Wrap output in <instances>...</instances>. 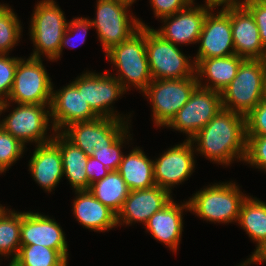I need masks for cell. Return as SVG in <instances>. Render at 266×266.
<instances>
[{"label": "cell", "instance_id": "cell-44", "mask_svg": "<svg viewBox=\"0 0 266 266\" xmlns=\"http://www.w3.org/2000/svg\"><path fill=\"white\" fill-rule=\"evenodd\" d=\"M264 98L266 99V80H265V96Z\"/></svg>", "mask_w": 266, "mask_h": 266}, {"label": "cell", "instance_id": "cell-32", "mask_svg": "<svg viewBox=\"0 0 266 266\" xmlns=\"http://www.w3.org/2000/svg\"><path fill=\"white\" fill-rule=\"evenodd\" d=\"M25 145L0 126V172H5L23 154Z\"/></svg>", "mask_w": 266, "mask_h": 266}, {"label": "cell", "instance_id": "cell-35", "mask_svg": "<svg viewBox=\"0 0 266 266\" xmlns=\"http://www.w3.org/2000/svg\"><path fill=\"white\" fill-rule=\"evenodd\" d=\"M244 162L266 171V136L247 135V152Z\"/></svg>", "mask_w": 266, "mask_h": 266}, {"label": "cell", "instance_id": "cell-8", "mask_svg": "<svg viewBox=\"0 0 266 266\" xmlns=\"http://www.w3.org/2000/svg\"><path fill=\"white\" fill-rule=\"evenodd\" d=\"M197 86L196 75L184 79L153 80L143 93L152 103L155 125L165 127L188 102Z\"/></svg>", "mask_w": 266, "mask_h": 266}, {"label": "cell", "instance_id": "cell-40", "mask_svg": "<svg viewBox=\"0 0 266 266\" xmlns=\"http://www.w3.org/2000/svg\"><path fill=\"white\" fill-rule=\"evenodd\" d=\"M110 170L104 164L98 161L93 156H89L86 164V174L88 183L91 185L96 181L102 180L108 175Z\"/></svg>", "mask_w": 266, "mask_h": 266}, {"label": "cell", "instance_id": "cell-3", "mask_svg": "<svg viewBox=\"0 0 266 266\" xmlns=\"http://www.w3.org/2000/svg\"><path fill=\"white\" fill-rule=\"evenodd\" d=\"M107 59L120 72L114 76L128 90L131 86L144 92L153 81L145 48V27H140L127 40L105 52ZM129 86V87H128Z\"/></svg>", "mask_w": 266, "mask_h": 266}, {"label": "cell", "instance_id": "cell-1", "mask_svg": "<svg viewBox=\"0 0 266 266\" xmlns=\"http://www.w3.org/2000/svg\"><path fill=\"white\" fill-rule=\"evenodd\" d=\"M190 140L198 144L197 152L214 163L227 166L236 158L244 161L247 152L246 117L222 108Z\"/></svg>", "mask_w": 266, "mask_h": 266}, {"label": "cell", "instance_id": "cell-36", "mask_svg": "<svg viewBox=\"0 0 266 266\" xmlns=\"http://www.w3.org/2000/svg\"><path fill=\"white\" fill-rule=\"evenodd\" d=\"M247 135L266 136V99L261 102L246 116Z\"/></svg>", "mask_w": 266, "mask_h": 266}, {"label": "cell", "instance_id": "cell-21", "mask_svg": "<svg viewBox=\"0 0 266 266\" xmlns=\"http://www.w3.org/2000/svg\"><path fill=\"white\" fill-rule=\"evenodd\" d=\"M189 210L188 202L176 204L173 199L155 212L144 225L156 240L176 252L183 231V210Z\"/></svg>", "mask_w": 266, "mask_h": 266}, {"label": "cell", "instance_id": "cell-27", "mask_svg": "<svg viewBox=\"0 0 266 266\" xmlns=\"http://www.w3.org/2000/svg\"><path fill=\"white\" fill-rule=\"evenodd\" d=\"M238 223L257 242L255 253L266 242V203L248 196L241 206Z\"/></svg>", "mask_w": 266, "mask_h": 266}, {"label": "cell", "instance_id": "cell-25", "mask_svg": "<svg viewBox=\"0 0 266 266\" xmlns=\"http://www.w3.org/2000/svg\"><path fill=\"white\" fill-rule=\"evenodd\" d=\"M52 141L60 148L63 164V174L67 177L75 191L89 190L86 164L88 156L61 132H55Z\"/></svg>", "mask_w": 266, "mask_h": 266}, {"label": "cell", "instance_id": "cell-11", "mask_svg": "<svg viewBox=\"0 0 266 266\" xmlns=\"http://www.w3.org/2000/svg\"><path fill=\"white\" fill-rule=\"evenodd\" d=\"M17 106L0 122V126L24 145L28 142L40 145L52 141L53 137L45 136L50 126L48 125L50 104H18Z\"/></svg>", "mask_w": 266, "mask_h": 266}, {"label": "cell", "instance_id": "cell-41", "mask_svg": "<svg viewBox=\"0 0 266 266\" xmlns=\"http://www.w3.org/2000/svg\"><path fill=\"white\" fill-rule=\"evenodd\" d=\"M253 255L250 256L245 262L240 264V266H247L251 263H265L266 262V242L255 252L252 253Z\"/></svg>", "mask_w": 266, "mask_h": 266}, {"label": "cell", "instance_id": "cell-34", "mask_svg": "<svg viewBox=\"0 0 266 266\" xmlns=\"http://www.w3.org/2000/svg\"><path fill=\"white\" fill-rule=\"evenodd\" d=\"M21 58L0 54V103L7 102L13 86L15 70Z\"/></svg>", "mask_w": 266, "mask_h": 266}, {"label": "cell", "instance_id": "cell-42", "mask_svg": "<svg viewBox=\"0 0 266 266\" xmlns=\"http://www.w3.org/2000/svg\"><path fill=\"white\" fill-rule=\"evenodd\" d=\"M206 4H210L214 7H218L224 4L225 5H239L242 4V2H240V0H206L205 1Z\"/></svg>", "mask_w": 266, "mask_h": 266}, {"label": "cell", "instance_id": "cell-23", "mask_svg": "<svg viewBox=\"0 0 266 266\" xmlns=\"http://www.w3.org/2000/svg\"><path fill=\"white\" fill-rule=\"evenodd\" d=\"M75 192L77 196L72 211L83 227L102 232L118 225L117 214L97 200L89 190Z\"/></svg>", "mask_w": 266, "mask_h": 266}, {"label": "cell", "instance_id": "cell-33", "mask_svg": "<svg viewBox=\"0 0 266 266\" xmlns=\"http://www.w3.org/2000/svg\"><path fill=\"white\" fill-rule=\"evenodd\" d=\"M129 128L111 145L94 147L93 157L100 161L110 171H116L123 158V152L121 150L122 144L125 142V138L128 139L131 134H127Z\"/></svg>", "mask_w": 266, "mask_h": 266}, {"label": "cell", "instance_id": "cell-14", "mask_svg": "<svg viewBox=\"0 0 266 266\" xmlns=\"http://www.w3.org/2000/svg\"><path fill=\"white\" fill-rule=\"evenodd\" d=\"M194 148V143L186 139L153 160L155 184L171 193L172 186L188 180L195 168Z\"/></svg>", "mask_w": 266, "mask_h": 266}, {"label": "cell", "instance_id": "cell-26", "mask_svg": "<svg viewBox=\"0 0 266 266\" xmlns=\"http://www.w3.org/2000/svg\"><path fill=\"white\" fill-rule=\"evenodd\" d=\"M130 191L153 187L155 184L153 160L147 158L140 148L124 155L117 170Z\"/></svg>", "mask_w": 266, "mask_h": 266}, {"label": "cell", "instance_id": "cell-13", "mask_svg": "<svg viewBox=\"0 0 266 266\" xmlns=\"http://www.w3.org/2000/svg\"><path fill=\"white\" fill-rule=\"evenodd\" d=\"M109 75V76H108ZM77 89H82L85 101L99 117L117 118L125 120L110 107L111 104L124 94L121 83L108 72L96 74L85 72L75 81L71 82Z\"/></svg>", "mask_w": 266, "mask_h": 266}, {"label": "cell", "instance_id": "cell-28", "mask_svg": "<svg viewBox=\"0 0 266 266\" xmlns=\"http://www.w3.org/2000/svg\"><path fill=\"white\" fill-rule=\"evenodd\" d=\"M91 194L116 214L129 195V188L119 172L110 171L102 180L90 185Z\"/></svg>", "mask_w": 266, "mask_h": 266}, {"label": "cell", "instance_id": "cell-37", "mask_svg": "<svg viewBox=\"0 0 266 266\" xmlns=\"http://www.w3.org/2000/svg\"><path fill=\"white\" fill-rule=\"evenodd\" d=\"M241 2L253 16L259 30L261 43L266 49V4L261 0H244Z\"/></svg>", "mask_w": 266, "mask_h": 266}, {"label": "cell", "instance_id": "cell-10", "mask_svg": "<svg viewBox=\"0 0 266 266\" xmlns=\"http://www.w3.org/2000/svg\"><path fill=\"white\" fill-rule=\"evenodd\" d=\"M222 108L221 93L197 86L188 102L166 126L188 134L190 140Z\"/></svg>", "mask_w": 266, "mask_h": 266}, {"label": "cell", "instance_id": "cell-31", "mask_svg": "<svg viewBox=\"0 0 266 266\" xmlns=\"http://www.w3.org/2000/svg\"><path fill=\"white\" fill-rule=\"evenodd\" d=\"M22 26L14 11L0 4V54H7L20 40Z\"/></svg>", "mask_w": 266, "mask_h": 266}, {"label": "cell", "instance_id": "cell-29", "mask_svg": "<svg viewBox=\"0 0 266 266\" xmlns=\"http://www.w3.org/2000/svg\"><path fill=\"white\" fill-rule=\"evenodd\" d=\"M22 212L6 210L0 211V255L13 256L11 262L17 257L21 246ZM14 252V253H13Z\"/></svg>", "mask_w": 266, "mask_h": 266}, {"label": "cell", "instance_id": "cell-18", "mask_svg": "<svg viewBox=\"0 0 266 266\" xmlns=\"http://www.w3.org/2000/svg\"><path fill=\"white\" fill-rule=\"evenodd\" d=\"M193 4L195 3L173 15L161 18L165 25L155 31L174 45L198 43L206 15L214 6L206 4L192 7Z\"/></svg>", "mask_w": 266, "mask_h": 266}, {"label": "cell", "instance_id": "cell-20", "mask_svg": "<svg viewBox=\"0 0 266 266\" xmlns=\"http://www.w3.org/2000/svg\"><path fill=\"white\" fill-rule=\"evenodd\" d=\"M170 195L169 191L160 188L158 185L130 191L117 213V224L130 225L137 221L146 224L155 212L164 208L172 200Z\"/></svg>", "mask_w": 266, "mask_h": 266}, {"label": "cell", "instance_id": "cell-15", "mask_svg": "<svg viewBox=\"0 0 266 266\" xmlns=\"http://www.w3.org/2000/svg\"><path fill=\"white\" fill-rule=\"evenodd\" d=\"M217 15L208 12L199 36V50L195 66L207 58L226 57L235 54L230 15L223 9Z\"/></svg>", "mask_w": 266, "mask_h": 266}, {"label": "cell", "instance_id": "cell-7", "mask_svg": "<svg viewBox=\"0 0 266 266\" xmlns=\"http://www.w3.org/2000/svg\"><path fill=\"white\" fill-rule=\"evenodd\" d=\"M145 48L153 80L184 79L196 75L195 63H191L177 45L148 26L145 27Z\"/></svg>", "mask_w": 266, "mask_h": 266}, {"label": "cell", "instance_id": "cell-16", "mask_svg": "<svg viewBox=\"0 0 266 266\" xmlns=\"http://www.w3.org/2000/svg\"><path fill=\"white\" fill-rule=\"evenodd\" d=\"M49 109L54 132H61V129L63 130L74 122L92 121L99 118L85 101L82 89H77L72 83L58 91L52 90Z\"/></svg>", "mask_w": 266, "mask_h": 266}, {"label": "cell", "instance_id": "cell-5", "mask_svg": "<svg viewBox=\"0 0 266 266\" xmlns=\"http://www.w3.org/2000/svg\"><path fill=\"white\" fill-rule=\"evenodd\" d=\"M30 37L36 47L30 57L46 55L51 61L59 59V48L68 22L54 0H42L33 11Z\"/></svg>", "mask_w": 266, "mask_h": 266}, {"label": "cell", "instance_id": "cell-38", "mask_svg": "<svg viewBox=\"0 0 266 266\" xmlns=\"http://www.w3.org/2000/svg\"><path fill=\"white\" fill-rule=\"evenodd\" d=\"M91 27H93L91 21L89 19L85 18V17L84 18L83 17L75 18V19L71 20L67 24V28H66V30L64 32V35H63V38L61 40V45H60V48H59V57H60V55L62 53V50H63V48L65 46H69V47H72V48L76 47L75 45H73V43L72 44L70 43V40H71L70 38L73 35H75L73 33H77V31L83 32V34L81 35L83 38H82V40L80 42V44H82V43L85 42V37L87 35L88 29H90ZM77 37H78V35H77Z\"/></svg>", "mask_w": 266, "mask_h": 266}, {"label": "cell", "instance_id": "cell-19", "mask_svg": "<svg viewBox=\"0 0 266 266\" xmlns=\"http://www.w3.org/2000/svg\"><path fill=\"white\" fill-rule=\"evenodd\" d=\"M21 245H42L57 250L66 260L68 248L59 224L43 214L22 212Z\"/></svg>", "mask_w": 266, "mask_h": 266}, {"label": "cell", "instance_id": "cell-30", "mask_svg": "<svg viewBox=\"0 0 266 266\" xmlns=\"http://www.w3.org/2000/svg\"><path fill=\"white\" fill-rule=\"evenodd\" d=\"M10 266H67V260L54 249L42 245H21Z\"/></svg>", "mask_w": 266, "mask_h": 266}, {"label": "cell", "instance_id": "cell-17", "mask_svg": "<svg viewBox=\"0 0 266 266\" xmlns=\"http://www.w3.org/2000/svg\"><path fill=\"white\" fill-rule=\"evenodd\" d=\"M223 9L230 15L235 54L244 59H266V49L251 13L242 4L223 5Z\"/></svg>", "mask_w": 266, "mask_h": 266}, {"label": "cell", "instance_id": "cell-9", "mask_svg": "<svg viewBox=\"0 0 266 266\" xmlns=\"http://www.w3.org/2000/svg\"><path fill=\"white\" fill-rule=\"evenodd\" d=\"M96 6V18L90 21L96 28L104 52L127 40L140 27H147L133 15H128L127 8L130 6L125 3L116 0H98Z\"/></svg>", "mask_w": 266, "mask_h": 266}, {"label": "cell", "instance_id": "cell-22", "mask_svg": "<svg viewBox=\"0 0 266 266\" xmlns=\"http://www.w3.org/2000/svg\"><path fill=\"white\" fill-rule=\"evenodd\" d=\"M29 170L40 187L51 192L64 176L60 148L53 141L36 145Z\"/></svg>", "mask_w": 266, "mask_h": 266}, {"label": "cell", "instance_id": "cell-2", "mask_svg": "<svg viewBox=\"0 0 266 266\" xmlns=\"http://www.w3.org/2000/svg\"><path fill=\"white\" fill-rule=\"evenodd\" d=\"M265 59H245L237 75L221 92L223 109L247 116L264 98Z\"/></svg>", "mask_w": 266, "mask_h": 266}, {"label": "cell", "instance_id": "cell-12", "mask_svg": "<svg viewBox=\"0 0 266 266\" xmlns=\"http://www.w3.org/2000/svg\"><path fill=\"white\" fill-rule=\"evenodd\" d=\"M64 129L61 133L89 157L93 155L94 147L114 143L128 129V122L99 117L92 121L71 123Z\"/></svg>", "mask_w": 266, "mask_h": 266}, {"label": "cell", "instance_id": "cell-39", "mask_svg": "<svg viewBox=\"0 0 266 266\" xmlns=\"http://www.w3.org/2000/svg\"><path fill=\"white\" fill-rule=\"evenodd\" d=\"M194 0H150L157 18L173 15L188 7Z\"/></svg>", "mask_w": 266, "mask_h": 266}, {"label": "cell", "instance_id": "cell-4", "mask_svg": "<svg viewBox=\"0 0 266 266\" xmlns=\"http://www.w3.org/2000/svg\"><path fill=\"white\" fill-rule=\"evenodd\" d=\"M243 195L235 183H219L196 192L188 202L189 211L200 218L218 223H232L239 219Z\"/></svg>", "mask_w": 266, "mask_h": 266}, {"label": "cell", "instance_id": "cell-43", "mask_svg": "<svg viewBox=\"0 0 266 266\" xmlns=\"http://www.w3.org/2000/svg\"><path fill=\"white\" fill-rule=\"evenodd\" d=\"M116 1L125 3V4H127L129 6H132L133 2L136 1V0H116Z\"/></svg>", "mask_w": 266, "mask_h": 266}, {"label": "cell", "instance_id": "cell-6", "mask_svg": "<svg viewBox=\"0 0 266 266\" xmlns=\"http://www.w3.org/2000/svg\"><path fill=\"white\" fill-rule=\"evenodd\" d=\"M52 90L51 79L41 58L21 59L7 102L0 103V114L12 101L17 104H51Z\"/></svg>", "mask_w": 266, "mask_h": 266}, {"label": "cell", "instance_id": "cell-24", "mask_svg": "<svg viewBox=\"0 0 266 266\" xmlns=\"http://www.w3.org/2000/svg\"><path fill=\"white\" fill-rule=\"evenodd\" d=\"M245 59L232 54L226 57L202 59L195 67L198 86L221 93L237 75L240 64ZM200 76V78H199ZM209 83L203 85V77ZM208 84V85H207ZM213 84V85H212Z\"/></svg>", "mask_w": 266, "mask_h": 266}]
</instances>
